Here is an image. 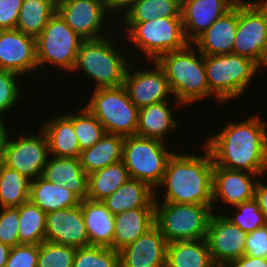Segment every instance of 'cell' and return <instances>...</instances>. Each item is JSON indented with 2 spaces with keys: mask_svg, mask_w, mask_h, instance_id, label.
<instances>
[{
  "mask_svg": "<svg viewBox=\"0 0 267 267\" xmlns=\"http://www.w3.org/2000/svg\"><path fill=\"white\" fill-rule=\"evenodd\" d=\"M239 122H228L223 130L207 137L205 147L216 166L262 177L267 172V122L257 114Z\"/></svg>",
  "mask_w": 267,
  "mask_h": 267,
  "instance_id": "1",
  "label": "cell"
},
{
  "mask_svg": "<svg viewBox=\"0 0 267 267\" xmlns=\"http://www.w3.org/2000/svg\"><path fill=\"white\" fill-rule=\"evenodd\" d=\"M205 148V149H204ZM204 155L173 153L166 165L161 183L164 187L163 202L212 204L214 164L209 150L204 145Z\"/></svg>",
  "mask_w": 267,
  "mask_h": 267,
  "instance_id": "2",
  "label": "cell"
},
{
  "mask_svg": "<svg viewBox=\"0 0 267 267\" xmlns=\"http://www.w3.org/2000/svg\"><path fill=\"white\" fill-rule=\"evenodd\" d=\"M195 49L189 43L184 49L169 52L156 60L169 82L177 108L213 95L208 87L204 55L200 51L196 53Z\"/></svg>",
  "mask_w": 267,
  "mask_h": 267,
  "instance_id": "3",
  "label": "cell"
},
{
  "mask_svg": "<svg viewBox=\"0 0 267 267\" xmlns=\"http://www.w3.org/2000/svg\"><path fill=\"white\" fill-rule=\"evenodd\" d=\"M114 46L112 38L106 36L83 40L72 71L78 72L79 69L89 80L96 82L94 89L122 86L130 62Z\"/></svg>",
  "mask_w": 267,
  "mask_h": 267,
  "instance_id": "4",
  "label": "cell"
},
{
  "mask_svg": "<svg viewBox=\"0 0 267 267\" xmlns=\"http://www.w3.org/2000/svg\"><path fill=\"white\" fill-rule=\"evenodd\" d=\"M204 63L209 91L220 103L241 98L256 72H259L256 62L233 52L204 55Z\"/></svg>",
  "mask_w": 267,
  "mask_h": 267,
  "instance_id": "5",
  "label": "cell"
},
{
  "mask_svg": "<svg viewBox=\"0 0 267 267\" xmlns=\"http://www.w3.org/2000/svg\"><path fill=\"white\" fill-rule=\"evenodd\" d=\"M155 195L154 224L168 243L207 237L212 204L159 202ZM163 203V204H162Z\"/></svg>",
  "mask_w": 267,
  "mask_h": 267,
  "instance_id": "6",
  "label": "cell"
},
{
  "mask_svg": "<svg viewBox=\"0 0 267 267\" xmlns=\"http://www.w3.org/2000/svg\"><path fill=\"white\" fill-rule=\"evenodd\" d=\"M132 45L139 48L146 59L156 61L160 56L184 49L186 40L181 17H158L146 22L123 23Z\"/></svg>",
  "mask_w": 267,
  "mask_h": 267,
  "instance_id": "7",
  "label": "cell"
},
{
  "mask_svg": "<svg viewBox=\"0 0 267 267\" xmlns=\"http://www.w3.org/2000/svg\"><path fill=\"white\" fill-rule=\"evenodd\" d=\"M165 141L138 135L124 138L122 161L130 179L148 183L153 189L161 183L167 162L174 153Z\"/></svg>",
  "mask_w": 267,
  "mask_h": 267,
  "instance_id": "8",
  "label": "cell"
},
{
  "mask_svg": "<svg viewBox=\"0 0 267 267\" xmlns=\"http://www.w3.org/2000/svg\"><path fill=\"white\" fill-rule=\"evenodd\" d=\"M85 107L99 120L106 133L136 135L139 109L131 102L125 87L93 89Z\"/></svg>",
  "mask_w": 267,
  "mask_h": 267,
  "instance_id": "9",
  "label": "cell"
},
{
  "mask_svg": "<svg viewBox=\"0 0 267 267\" xmlns=\"http://www.w3.org/2000/svg\"><path fill=\"white\" fill-rule=\"evenodd\" d=\"M81 39L56 13L50 18L41 34L36 37V57L38 68L53 64L64 71H72Z\"/></svg>",
  "mask_w": 267,
  "mask_h": 267,
  "instance_id": "10",
  "label": "cell"
},
{
  "mask_svg": "<svg viewBox=\"0 0 267 267\" xmlns=\"http://www.w3.org/2000/svg\"><path fill=\"white\" fill-rule=\"evenodd\" d=\"M237 2V29L233 53L258 65L267 50V0Z\"/></svg>",
  "mask_w": 267,
  "mask_h": 267,
  "instance_id": "11",
  "label": "cell"
},
{
  "mask_svg": "<svg viewBox=\"0 0 267 267\" xmlns=\"http://www.w3.org/2000/svg\"><path fill=\"white\" fill-rule=\"evenodd\" d=\"M17 135L18 139H10V130L2 144V163L10 169L34 181L42 175L49 158L48 141L42 129L34 135Z\"/></svg>",
  "mask_w": 267,
  "mask_h": 267,
  "instance_id": "12",
  "label": "cell"
},
{
  "mask_svg": "<svg viewBox=\"0 0 267 267\" xmlns=\"http://www.w3.org/2000/svg\"><path fill=\"white\" fill-rule=\"evenodd\" d=\"M247 232L226 218V214L216 215L209 220L207 243L211 258L217 267H227L232 261L245 255Z\"/></svg>",
  "mask_w": 267,
  "mask_h": 267,
  "instance_id": "13",
  "label": "cell"
},
{
  "mask_svg": "<svg viewBox=\"0 0 267 267\" xmlns=\"http://www.w3.org/2000/svg\"><path fill=\"white\" fill-rule=\"evenodd\" d=\"M57 12L83 40L106 36L101 34L103 23L107 21L104 19L109 17L103 0H67L57 5Z\"/></svg>",
  "mask_w": 267,
  "mask_h": 267,
  "instance_id": "14",
  "label": "cell"
},
{
  "mask_svg": "<svg viewBox=\"0 0 267 267\" xmlns=\"http://www.w3.org/2000/svg\"><path fill=\"white\" fill-rule=\"evenodd\" d=\"M132 63L133 61L127 68L123 83L131 102L141 109L151 104L168 101L167 97L172 92L165 73L158 63L153 61L155 66L152 70L139 69L134 73L129 69Z\"/></svg>",
  "mask_w": 267,
  "mask_h": 267,
  "instance_id": "15",
  "label": "cell"
},
{
  "mask_svg": "<svg viewBox=\"0 0 267 267\" xmlns=\"http://www.w3.org/2000/svg\"><path fill=\"white\" fill-rule=\"evenodd\" d=\"M37 68L36 38L17 29L0 30V69L24 77Z\"/></svg>",
  "mask_w": 267,
  "mask_h": 267,
  "instance_id": "16",
  "label": "cell"
},
{
  "mask_svg": "<svg viewBox=\"0 0 267 267\" xmlns=\"http://www.w3.org/2000/svg\"><path fill=\"white\" fill-rule=\"evenodd\" d=\"M253 176V177H252ZM260 175L247 171L229 170L214 164L212 183V209L220 199L227 206L236 207L254 199L256 178Z\"/></svg>",
  "mask_w": 267,
  "mask_h": 267,
  "instance_id": "17",
  "label": "cell"
},
{
  "mask_svg": "<svg viewBox=\"0 0 267 267\" xmlns=\"http://www.w3.org/2000/svg\"><path fill=\"white\" fill-rule=\"evenodd\" d=\"M45 240L75 248L89 246L81 205L46 213Z\"/></svg>",
  "mask_w": 267,
  "mask_h": 267,
  "instance_id": "18",
  "label": "cell"
},
{
  "mask_svg": "<svg viewBox=\"0 0 267 267\" xmlns=\"http://www.w3.org/2000/svg\"><path fill=\"white\" fill-rule=\"evenodd\" d=\"M168 242L154 224L133 243L119 250L120 267H166Z\"/></svg>",
  "mask_w": 267,
  "mask_h": 267,
  "instance_id": "19",
  "label": "cell"
},
{
  "mask_svg": "<svg viewBox=\"0 0 267 267\" xmlns=\"http://www.w3.org/2000/svg\"><path fill=\"white\" fill-rule=\"evenodd\" d=\"M239 0H181V18L186 40L192 43Z\"/></svg>",
  "mask_w": 267,
  "mask_h": 267,
  "instance_id": "20",
  "label": "cell"
},
{
  "mask_svg": "<svg viewBox=\"0 0 267 267\" xmlns=\"http://www.w3.org/2000/svg\"><path fill=\"white\" fill-rule=\"evenodd\" d=\"M236 29L237 3L199 35L192 44L197 51L207 56L232 53Z\"/></svg>",
  "mask_w": 267,
  "mask_h": 267,
  "instance_id": "21",
  "label": "cell"
},
{
  "mask_svg": "<svg viewBox=\"0 0 267 267\" xmlns=\"http://www.w3.org/2000/svg\"><path fill=\"white\" fill-rule=\"evenodd\" d=\"M42 178L48 182L62 184L80 200L88 197V175L81 166L80 158L49 156Z\"/></svg>",
  "mask_w": 267,
  "mask_h": 267,
  "instance_id": "22",
  "label": "cell"
},
{
  "mask_svg": "<svg viewBox=\"0 0 267 267\" xmlns=\"http://www.w3.org/2000/svg\"><path fill=\"white\" fill-rule=\"evenodd\" d=\"M89 245L113 248L114 215L102 201H80Z\"/></svg>",
  "mask_w": 267,
  "mask_h": 267,
  "instance_id": "23",
  "label": "cell"
},
{
  "mask_svg": "<svg viewBox=\"0 0 267 267\" xmlns=\"http://www.w3.org/2000/svg\"><path fill=\"white\" fill-rule=\"evenodd\" d=\"M155 208H135L114 215L113 249L133 243L154 225Z\"/></svg>",
  "mask_w": 267,
  "mask_h": 267,
  "instance_id": "24",
  "label": "cell"
},
{
  "mask_svg": "<svg viewBox=\"0 0 267 267\" xmlns=\"http://www.w3.org/2000/svg\"><path fill=\"white\" fill-rule=\"evenodd\" d=\"M102 202L113 215L135 208H155V189L144 181L129 179Z\"/></svg>",
  "mask_w": 267,
  "mask_h": 267,
  "instance_id": "25",
  "label": "cell"
},
{
  "mask_svg": "<svg viewBox=\"0 0 267 267\" xmlns=\"http://www.w3.org/2000/svg\"><path fill=\"white\" fill-rule=\"evenodd\" d=\"M45 133L49 155L55 157L80 158L81 150L72 121L63 113L41 126Z\"/></svg>",
  "mask_w": 267,
  "mask_h": 267,
  "instance_id": "26",
  "label": "cell"
},
{
  "mask_svg": "<svg viewBox=\"0 0 267 267\" xmlns=\"http://www.w3.org/2000/svg\"><path fill=\"white\" fill-rule=\"evenodd\" d=\"M29 201L45 213L80 204V199L62 184L48 182L41 176L31 181Z\"/></svg>",
  "mask_w": 267,
  "mask_h": 267,
  "instance_id": "27",
  "label": "cell"
},
{
  "mask_svg": "<svg viewBox=\"0 0 267 267\" xmlns=\"http://www.w3.org/2000/svg\"><path fill=\"white\" fill-rule=\"evenodd\" d=\"M168 103L163 101L139 109L136 135L165 141L164 136L173 133L179 124Z\"/></svg>",
  "mask_w": 267,
  "mask_h": 267,
  "instance_id": "28",
  "label": "cell"
},
{
  "mask_svg": "<svg viewBox=\"0 0 267 267\" xmlns=\"http://www.w3.org/2000/svg\"><path fill=\"white\" fill-rule=\"evenodd\" d=\"M166 267H217L205 239L168 243Z\"/></svg>",
  "mask_w": 267,
  "mask_h": 267,
  "instance_id": "29",
  "label": "cell"
},
{
  "mask_svg": "<svg viewBox=\"0 0 267 267\" xmlns=\"http://www.w3.org/2000/svg\"><path fill=\"white\" fill-rule=\"evenodd\" d=\"M124 136L106 133L95 145L81 151L80 162L88 175L122 160Z\"/></svg>",
  "mask_w": 267,
  "mask_h": 267,
  "instance_id": "30",
  "label": "cell"
},
{
  "mask_svg": "<svg viewBox=\"0 0 267 267\" xmlns=\"http://www.w3.org/2000/svg\"><path fill=\"white\" fill-rule=\"evenodd\" d=\"M130 179L123 161L110 164L88 174V197L92 201H103Z\"/></svg>",
  "mask_w": 267,
  "mask_h": 267,
  "instance_id": "31",
  "label": "cell"
},
{
  "mask_svg": "<svg viewBox=\"0 0 267 267\" xmlns=\"http://www.w3.org/2000/svg\"><path fill=\"white\" fill-rule=\"evenodd\" d=\"M56 11L54 0H23L16 29L36 38Z\"/></svg>",
  "mask_w": 267,
  "mask_h": 267,
  "instance_id": "32",
  "label": "cell"
},
{
  "mask_svg": "<svg viewBox=\"0 0 267 267\" xmlns=\"http://www.w3.org/2000/svg\"><path fill=\"white\" fill-rule=\"evenodd\" d=\"M30 183L28 178L0 162L1 208L19 207L29 201Z\"/></svg>",
  "mask_w": 267,
  "mask_h": 267,
  "instance_id": "33",
  "label": "cell"
},
{
  "mask_svg": "<svg viewBox=\"0 0 267 267\" xmlns=\"http://www.w3.org/2000/svg\"><path fill=\"white\" fill-rule=\"evenodd\" d=\"M18 208L19 244L40 245L45 241L46 213L30 201Z\"/></svg>",
  "mask_w": 267,
  "mask_h": 267,
  "instance_id": "34",
  "label": "cell"
},
{
  "mask_svg": "<svg viewBox=\"0 0 267 267\" xmlns=\"http://www.w3.org/2000/svg\"><path fill=\"white\" fill-rule=\"evenodd\" d=\"M123 16L124 23H139L158 17H181V0H139Z\"/></svg>",
  "mask_w": 267,
  "mask_h": 267,
  "instance_id": "35",
  "label": "cell"
},
{
  "mask_svg": "<svg viewBox=\"0 0 267 267\" xmlns=\"http://www.w3.org/2000/svg\"><path fill=\"white\" fill-rule=\"evenodd\" d=\"M64 114L72 121L81 151L95 145L106 134L102 124L85 106L78 114L71 111Z\"/></svg>",
  "mask_w": 267,
  "mask_h": 267,
  "instance_id": "36",
  "label": "cell"
},
{
  "mask_svg": "<svg viewBox=\"0 0 267 267\" xmlns=\"http://www.w3.org/2000/svg\"><path fill=\"white\" fill-rule=\"evenodd\" d=\"M73 267H120L119 251L95 245L77 248Z\"/></svg>",
  "mask_w": 267,
  "mask_h": 267,
  "instance_id": "37",
  "label": "cell"
},
{
  "mask_svg": "<svg viewBox=\"0 0 267 267\" xmlns=\"http://www.w3.org/2000/svg\"><path fill=\"white\" fill-rule=\"evenodd\" d=\"M76 250L45 240L39 245L37 267H73Z\"/></svg>",
  "mask_w": 267,
  "mask_h": 267,
  "instance_id": "38",
  "label": "cell"
},
{
  "mask_svg": "<svg viewBox=\"0 0 267 267\" xmlns=\"http://www.w3.org/2000/svg\"><path fill=\"white\" fill-rule=\"evenodd\" d=\"M234 216H226L233 224L249 233L267 224L263 212L255 199L242 202L234 207Z\"/></svg>",
  "mask_w": 267,
  "mask_h": 267,
  "instance_id": "39",
  "label": "cell"
},
{
  "mask_svg": "<svg viewBox=\"0 0 267 267\" xmlns=\"http://www.w3.org/2000/svg\"><path fill=\"white\" fill-rule=\"evenodd\" d=\"M20 76L13 71L0 69V121H3L1 117L4 116V112L6 114L11 111L12 107L17 105L18 100L21 99V89L18 86L20 84L17 81V79H21L18 78Z\"/></svg>",
  "mask_w": 267,
  "mask_h": 267,
  "instance_id": "40",
  "label": "cell"
},
{
  "mask_svg": "<svg viewBox=\"0 0 267 267\" xmlns=\"http://www.w3.org/2000/svg\"><path fill=\"white\" fill-rule=\"evenodd\" d=\"M19 208L5 207L0 211V242L14 247L19 244Z\"/></svg>",
  "mask_w": 267,
  "mask_h": 267,
  "instance_id": "41",
  "label": "cell"
},
{
  "mask_svg": "<svg viewBox=\"0 0 267 267\" xmlns=\"http://www.w3.org/2000/svg\"><path fill=\"white\" fill-rule=\"evenodd\" d=\"M39 245L18 244L10 250L5 267H37Z\"/></svg>",
  "mask_w": 267,
  "mask_h": 267,
  "instance_id": "42",
  "label": "cell"
},
{
  "mask_svg": "<svg viewBox=\"0 0 267 267\" xmlns=\"http://www.w3.org/2000/svg\"><path fill=\"white\" fill-rule=\"evenodd\" d=\"M245 255L267 259V224L247 233Z\"/></svg>",
  "mask_w": 267,
  "mask_h": 267,
  "instance_id": "43",
  "label": "cell"
},
{
  "mask_svg": "<svg viewBox=\"0 0 267 267\" xmlns=\"http://www.w3.org/2000/svg\"><path fill=\"white\" fill-rule=\"evenodd\" d=\"M23 0H0V30L16 29Z\"/></svg>",
  "mask_w": 267,
  "mask_h": 267,
  "instance_id": "44",
  "label": "cell"
},
{
  "mask_svg": "<svg viewBox=\"0 0 267 267\" xmlns=\"http://www.w3.org/2000/svg\"><path fill=\"white\" fill-rule=\"evenodd\" d=\"M227 267H267V259L243 255L232 261Z\"/></svg>",
  "mask_w": 267,
  "mask_h": 267,
  "instance_id": "45",
  "label": "cell"
},
{
  "mask_svg": "<svg viewBox=\"0 0 267 267\" xmlns=\"http://www.w3.org/2000/svg\"><path fill=\"white\" fill-rule=\"evenodd\" d=\"M137 1L139 0H103L107 13L113 12V14L117 13L116 10H121L124 14L127 13Z\"/></svg>",
  "mask_w": 267,
  "mask_h": 267,
  "instance_id": "46",
  "label": "cell"
},
{
  "mask_svg": "<svg viewBox=\"0 0 267 267\" xmlns=\"http://www.w3.org/2000/svg\"><path fill=\"white\" fill-rule=\"evenodd\" d=\"M259 181L260 180H258L255 187L254 199L257 201L267 221V185Z\"/></svg>",
  "mask_w": 267,
  "mask_h": 267,
  "instance_id": "47",
  "label": "cell"
},
{
  "mask_svg": "<svg viewBox=\"0 0 267 267\" xmlns=\"http://www.w3.org/2000/svg\"><path fill=\"white\" fill-rule=\"evenodd\" d=\"M11 247L0 242V267H5Z\"/></svg>",
  "mask_w": 267,
  "mask_h": 267,
  "instance_id": "48",
  "label": "cell"
},
{
  "mask_svg": "<svg viewBox=\"0 0 267 267\" xmlns=\"http://www.w3.org/2000/svg\"><path fill=\"white\" fill-rule=\"evenodd\" d=\"M8 126L4 124V121H0V162L2 161V144L5 138V135L8 131Z\"/></svg>",
  "mask_w": 267,
  "mask_h": 267,
  "instance_id": "49",
  "label": "cell"
},
{
  "mask_svg": "<svg viewBox=\"0 0 267 267\" xmlns=\"http://www.w3.org/2000/svg\"><path fill=\"white\" fill-rule=\"evenodd\" d=\"M265 66L267 67V50L265 51L262 61L259 64V69H262L261 67Z\"/></svg>",
  "mask_w": 267,
  "mask_h": 267,
  "instance_id": "50",
  "label": "cell"
},
{
  "mask_svg": "<svg viewBox=\"0 0 267 267\" xmlns=\"http://www.w3.org/2000/svg\"><path fill=\"white\" fill-rule=\"evenodd\" d=\"M65 1H67V0H54L56 6L61 4L62 2H65Z\"/></svg>",
  "mask_w": 267,
  "mask_h": 267,
  "instance_id": "51",
  "label": "cell"
}]
</instances>
